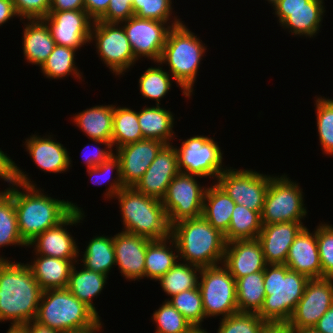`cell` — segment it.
I'll return each mask as SVG.
<instances>
[{"mask_svg":"<svg viewBox=\"0 0 333 333\" xmlns=\"http://www.w3.org/2000/svg\"><path fill=\"white\" fill-rule=\"evenodd\" d=\"M322 278L333 279V225L321 222L316 227Z\"/></svg>","mask_w":333,"mask_h":333,"instance_id":"7dc6e473","label":"cell"},{"mask_svg":"<svg viewBox=\"0 0 333 333\" xmlns=\"http://www.w3.org/2000/svg\"><path fill=\"white\" fill-rule=\"evenodd\" d=\"M118 200L124 232L159 240L171 235V226L162 201L124 187L115 196Z\"/></svg>","mask_w":333,"mask_h":333,"instance_id":"8992f818","label":"cell"},{"mask_svg":"<svg viewBox=\"0 0 333 333\" xmlns=\"http://www.w3.org/2000/svg\"><path fill=\"white\" fill-rule=\"evenodd\" d=\"M324 0H280L274 7L279 25L294 36L316 37L322 27Z\"/></svg>","mask_w":333,"mask_h":333,"instance_id":"5bb4252c","label":"cell"},{"mask_svg":"<svg viewBox=\"0 0 333 333\" xmlns=\"http://www.w3.org/2000/svg\"><path fill=\"white\" fill-rule=\"evenodd\" d=\"M102 326H90L77 330H69L61 333H100L103 329Z\"/></svg>","mask_w":333,"mask_h":333,"instance_id":"680465c9","label":"cell"},{"mask_svg":"<svg viewBox=\"0 0 333 333\" xmlns=\"http://www.w3.org/2000/svg\"><path fill=\"white\" fill-rule=\"evenodd\" d=\"M82 210H73L57 226L45 230L28 243L34 248L35 255L55 257L59 259H78L80 250L76 239L69 233L67 226H76L82 223L85 214ZM34 245V246H33Z\"/></svg>","mask_w":333,"mask_h":333,"instance_id":"e0dca14e","label":"cell"},{"mask_svg":"<svg viewBox=\"0 0 333 333\" xmlns=\"http://www.w3.org/2000/svg\"><path fill=\"white\" fill-rule=\"evenodd\" d=\"M178 153L179 172L204 178L213 182L227 168L223 164V152L213 138L196 135L175 147ZM226 167V168H225Z\"/></svg>","mask_w":333,"mask_h":333,"instance_id":"8fae6325","label":"cell"},{"mask_svg":"<svg viewBox=\"0 0 333 333\" xmlns=\"http://www.w3.org/2000/svg\"><path fill=\"white\" fill-rule=\"evenodd\" d=\"M0 179L4 180V182L9 183L10 189L15 184H18L17 180V165L15 161L8 156V154L4 153L0 148Z\"/></svg>","mask_w":333,"mask_h":333,"instance_id":"816d5d0a","label":"cell"},{"mask_svg":"<svg viewBox=\"0 0 333 333\" xmlns=\"http://www.w3.org/2000/svg\"><path fill=\"white\" fill-rule=\"evenodd\" d=\"M54 135L34 134L25 139L23 142L25 149L31 156L35 166L44 172L65 173L72 167V160L67 148L60 142L54 140Z\"/></svg>","mask_w":333,"mask_h":333,"instance_id":"603a6c76","label":"cell"},{"mask_svg":"<svg viewBox=\"0 0 333 333\" xmlns=\"http://www.w3.org/2000/svg\"><path fill=\"white\" fill-rule=\"evenodd\" d=\"M77 51L75 48L56 44L47 60L39 69H41L43 75L48 79H63L71 74L80 81L83 74L76 67L75 56H77Z\"/></svg>","mask_w":333,"mask_h":333,"instance_id":"d590c367","label":"cell"},{"mask_svg":"<svg viewBox=\"0 0 333 333\" xmlns=\"http://www.w3.org/2000/svg\"><path fill=\"white\" fill-rule=\"evenodd\" d=\"M266 293L264 271L248 274L236 280L238 311L258 314L263 306Z\"/></svg>","mask_w":333,"mask_h":333,"instance_id":"836d02e7","label":"cell"},{"mask_svg":"<svg viewBox=\"0 0 333 333\" xmlns=\"http://www.w3.org/2000/svg\"><path fill=\"white\" fill-rule=\"evenodd\" d=\"M110 0H84V8L93 20H99L107 11Z\"/></svg>","mask_w":333,"mask_h":333,"instance_id":"f5cc1de1","label":"cell"},{"mask_svg":"<svg viewBox=\"0 0 333 333\" xmlns=\"http://www.w3.org/2000/svg\"><path fill=\"white\" fill-rule=\"evenodd\" d=\"M114 105H96L78 112L73 122L94 143L112 146Z\"/></svg>","mask_w":333,"mask_h":333,"instance_id":"484cf974","label":"cell"},{"mask_svg":"<svg viewBox=\"0 0 333 333\" xmlns=\"http://www.w3.org/2000/svg\"><path fill=\"white\" fill-rule=\"evenodd\" d=\"M309 278L285 264H267L264 270L265 299L258 315L272 325H286L302 298Z\"/></svg>","mask_w":333,"mask_h":333,"instance_id":"5b68a950","label":"cell"},{"mask_svg":"<svg viewBox=\"0 0 333 333\" xmlns=\"http://www.w3.org/2000/svg\"><path fill=\"white\" fill-rule=\"evenodd\" d=\"M115 170L116 176L114 177L115 179H113L111 175H113L112 172ZM120 170V160L114 153L99 166L87 169V173L90 176L91 182L95 185L97 184L98 186L104 184L105 182L107 183L112 181L109 183V187H106V192L104 193L105 199L108 198L107 200H111L114 199V196L125 187L121 179Z\"/></svg>","mask_w":333,"mask_h":333,"instance_id":"7bdbcfd3","label":"cell"},{"mask_svg":"<svg viewBox=\"0 0 333 333\" xmlns=\"http://www.w3.org/2000/svg\"><path fill=\"white\" fill-rule=\"evenodd\" d=\"M235 280L258 271H264L266 262L257 238L227 242L222 263Z\"/></svg>","mask_w":333,"mask_h":333,"instance_id":"7402d4cb","label":"cell"},{"mask_svg":"<svg viewBox=\"0 0 333 333\" xmlns=\"http://www.w3.org/2000/svg\"><path fill=\"white\" fill-rule=\"evenodd\" d=\"M171 111L166 110L160 105L145 106L138 111V122L144 139H154L166 145L173 144L175 132L174 118Z\"/></svg>","mask_w":333,"mask_h":333,"instance_id":"f1b7e54d","label":"cell"},{"mask_svg":"<svg viewBox=\"0 0 333 333\" xmlns=\"http://www.w3.org/2000/svg\"><path fill=\"white\" fill-rule=\"evenodd\" d=\"M131 45L135 59L148 58L155 64L160 60L167 34L172 28L167 22L132 16L120 23Z\"/></svg>","mask_w":333,"mask_h":333,"instance_id":"9a60e30c","label":"cell"},{"mask_svg":"<svg viewBox=\"0 0 333 333\" xmlns=\"http://www.w3.org/2000/svg\"><path fill=\"white\" fill-rule=\"evenodd\" d=\"M272 7H274L280 0H266Z\"/></svg>","mask_w":333,"mask_h":333,"instance_id":"e7e4bbea","label":"cell"},{"mask_svg":"<svg viewBox=\"0 0 333 333\" xmlns=\"http://www.w3.org/2000/svg\"><path fill=\"white\" fill-rule=\"evenodd\" d=\"M172 78V79H171ZM172 80V81H171ZM175 81L173 77L162 67H149L141 74L138 84L140 94L145 99L156 101L155 105H161L160 101L166 96L171 85Z\"/></svg>","mask_w":333,"mask_h":333,"instance_id":"ab89813d","label":"cell"},{"mask_svg":"<svg viewBox=\"0 0 333 333\" xmlns=\"http://www.w3.org/2000/svg\"><path fill=\"white\" fill-rule=\"evenodd\" d=\"M195 329H203L202 322L205 319L202 296L199 288L189 289L166 298Z\"/></svg>","mask_w":333,"mask_h":333,"instance_id":"b9f144b4","label":"cell"},{"mask_svg":"<svg viewBox=\"0 0 333 333\" xmlns=\"http://www.w3.org/2000/svg\"><path fill=\"white\" fill-rule=\"evenodd\" d=\"M217 333H262L269 325L256 313H235L220 319Z\"/></svg>","mask_w":333,"mask_h":333,"instance_id":"bcb514c9","label":"cell"},{"mask_svg":"<svg viewBox=\"0 0 333 333\" xmlns=\"http://www.w3.org/2000/svg\"><path fill=\"white\" fill-rule=\"evenodd\" d=\"M91 42L96 44L98 57L115 76L120 77L138 62L120 23L94 21L91 27Z\"/></svg>","mask_w":333,"mask_h":333,"instance_id":"30bf717a","label":"cell"},{"mask_svg":"<svg viewBox=\"0 0 333 333\" xmlns=\"http://www.w3.org/2000/svg\"><path fill=\"white\" fill-rule=\"evenodd\" d=\"M151 240L129 232L113 235L116 265L128 281L145 278V256Z\"/></svg>","mask_w":333,"mask_h":333,"instance_id":"44dd1931","label":"cell"},{"mask_svg":"<svg viewBox=\"0 0 333 333\" xmlns=\"http://www.w3.org/2000/svg\"><path fill=\"white\" fill-rule=\"evenodd\" d=\"M21 21L43 19L49 13L51 0H12Z\"/></svg>","mask_w":333,"mask_h":333,"instance_id":"c3c4849f","label":"cell"},{"mask_svg":"<svg viewBox=\"0 0 333 333\" xmlns=\"http://www.w3.org/2000/svg\"><path fill=\"white\" fill-rule=\"evenodd\" d=\"M12 245L28 246L19 233L11 187L0 191V248Z\"/></svg>","mask_w":333,"mask_h":333,"instance_id":"74e56055","label":"cell"},{"mask_svg":"<svg viewBox=\"0 0 333 333\" xmlns=\"http://www.w3.org/2000/svg\"><path fill=\"white\" fill-rule=\"evenodd\" d=\"M100 318V315L67 288H58L43 291L35 321L61 333L90 326H103Z\"/></svg>","mask_w":333,"mask_h":333,"instance_id":"52a82bcc","label":"cell"},{"mask_svg":"<svg viewBox=\"0 0 333 333\" xmlns=\"http://www.w3.org/2000/svg\"><path fill=\"white\" fill-rule=\"evenodd\" d=\"M314 328L322 333H333V305L319 319Z\"/></svg>","mask_w":333,"mask_h":333,"instance_id":"9f6ffc18","label":"cell"},{"mask_svg":"<svg viewBox=\"0 0 333 333\" xmlns=\"http://www.w3.org/2000/svg\"><path fill=\"white\" fill-rule=\"evenodd\" d=\"M90 145H86L83 148V152L81 153L84 159V164H86L87 169H90L92 167L95 166H99L100 164H102L104 161H106L111 155L114 154V148L112 146H105L104 149L98 146L92 147L94 149L90 150L88 148ZM86 150H88L89 152H87ZM91 151H93L91 153ZM84 152H86L85 154H83ZM88 153V154H87Z\"/></svg>","mask_w":333,"mask_h":333,"instance_id":"f907efd6","label":"cell"},{"mask_svg":"<svg viewBox=\"0 0 333 333\" xmlns=\"http://www.w3.org/2000/svg\"><path fill=\"white\" fill-rule=\"evenodd\" d=\"M273 175L252 169L227 167L216 184L237 204L262 213L265 195Z\"/></svg>","mask_w":333,"mask_h":333,"instance_id":"7c38bea8","label":"cell"},{"mask_svg":"<svg viewBox=\"0 0 333 333\" xmlns=\"http://www.w3.org/2000/svg\"><path fill=\"white\" fill-rule=\"evenodd\" d=\"M285 265L290 270L306 275L309 279L322 278L316 229L311 233L305 226L299 232L290 246Z\"/></svg>","mask_w":333,"mask_h":333,"instance_id":"d4e9b609","label":"cell"},{"mask_svg":"<svg viewBox=\"0 0 333 333\" xmlns=\"http://www.w3.org/2000/svg\"><path fill=\"white\" fill-rule=\"evenodd\" d=\"M57 45L81 49L90 44L93 20L85 10L49 11L42 19Z\"/></svg>","mask_w":333,"mask_h":333,"instance_id":"ac0fdd59","label":"cell"},{"mask_svg":"<svg viewBox=\"0 0 333 333\" xmlns=\"http://www.w3.org/2000/svg\"><path fill=\"white\" fill-rule=\"evenodd\" d=\"M206 318L238 313L236 280L223 265L201 268L199 285Z\"/></svg>","mask_w":333,"mask_h":333,"instance_id":"9c48e42d","label":"cell"},{"mask_svg":"<svg viewBox=\"0 0 333 333\" xmlns=\"http://www.w3.org/2000/svg\"><path fill=\"white\" fill-rule=\"evenodd\" d=\"M197 177L202 178L179 172L168 185L161 201L170 226L185 219L202 216L207 187L201 186Z\"/></svg>","mask_w":333,"mask_h":333,"instance_id":"4fadbf2b","label":"cell"},{"mask_svg":"<svg viewBox=\"0 0 333 333\" xmlns=\"http://www.w3.org/2000/svg\"><path fill=\"white\" fill-rule=\"evenodd\" d=\"M288 333H322L314 327L311 328H287Z\"/></svg>","mask_w":333,"mask_h":333,"instance_id":"94428289","label":"cell"},{"mask_svg":"<svg viewBox=\"0 0 333 333\" xmlns=\"http://www.w3.org/2000/svg\"><path fill=\"white\" fill-rule=\"evenodd\" d=\"M133 0H110L106 13L98 20L106 23H121L134 16Z\"/></svg>","mask_w":333,"mask_h":333,"instance_id":"681fc988","label":"cell"},{"mask_svg":"<svg viewBox=\"0 0 333 333\" xmlns=\"http://www.w3.org/2000/svg\"><path fill=\"white\" fill-rule=\"evenodd\" d=\"M171 236L177 244L179 261L200 268L223 263L227 244L224 234L203 216L173 224Z\"/></svg>","mask_w":333,"mask_h":333,"instance_id":"3957f363","label":"cell"},{"mask_svg":"<svg viewBox=\"0 0 333 333\" xmlns=\"http://www.w3.org/2000/svg\"><path fill=\"white\" fill-rule=\"evenodd\" d=\"M178 173L177 150L172 144L165 145L134 188L146 196L162 200Z\"/></svg>","mask_w":333,"mask_h":333,"instance_id":"ffe728a7","label":"cell"},{"mask_svg":"<svg viewBox=\"0 0 333 333\" xmlns=\"http://www.w3.org/2000/svg\"><path fill=\"white\" fill-rule=\"evenodd\" d=\"M262 333H288L286 325L269 324Z\"/></svg>","mask_w":333,"mask_h":333,"instance_id":"91938a15","label":"cell"},{"mask_svg":"<svg viewBox=\"0 0 333 333\" xmlns=\"http://www.w3.org/2000/svg\"><path fill=\"white\" fill-rule=\"evenodd\" d=\"M76 264L71 269L67 289L98 315L93 299L101 294L109 277L83 266L77 270Z\"/></svg>","mask_w":333,"mask_h":333,"instance_id":"1f68e13d","label":"cell"},{"mask_svg":"<svg viewBox=\"0 0 333 333\" xmlns=\"http://www.w3.org/2000/svg\"><path fill=\"white\" fill-rule=\"evenodd\" d=\"M78 259H59L36 255L28 262L35 280L43 290L67 288L70 272Z\"/></svg>","mask_w":333,"mask_h":333,"instance_id":"83f0119b","label":"cell"},{"mask_svg":"<svg viewBox=\"0 0 333 333\" xmlns=\"http://www.w3.org/2000/svg\"><path fill=\"white\" fill-rule=\"evenodd\" d=\"M274 176L265 195L262 224L302 222L308 214L307 207H304L303 189L297 181H291L287 174Z\"/></svg>","mask_w":333,"mask_h":333,"instance_id":"ba28073f","label":"cell"},{"mask_svg":"<svg viewBox=\"0 0 333 333\" xmlns=\"http://www.w3.org/2000/svg\"><path fill=\"white\" fill-rule=\"evenodd\" d=\"M192 333H209L206 329H195Z\"/></svg>","mask_w":333,"mask_h":333,"instance_id":"be15d7a7","label":"cell"},{"mask_svg":"<svg viewBox=\"0 0 333 333\" xmlns=\"http://www.w3.org/2000/svg\"><path fill=\"white\" fill-rule=\"evenodd\" d=\"M18 17L12 0H0V26Z\"/></svg>","mask_w":333,"mask_h":333,"instance_id":"11a10c76","label":"cell"},{"mask_svg":"<svg viewBox=\"0 0 333 333\" xmlns=\"http://www.w3.org/2000/svg\"><path fill=\"white\" fill-rule=\"evenodd\" d=\"M304 227L303 222L263 224L257 239L266 264H285L290 246Z\"/></svg>","mask_w":333,"mask_h":333,"instance_id":"cb8c5ba5","label":"cell"},{"mask_svg":"<svg viewBox=\"0 0 333 333\" xmlns=\"http://www.w3.org/2000/svg\"><path fill=\"white\" fill-rule=\"evenodd\" d=\"M165 145L159 140L143 139L115 149L125 187H134L138 183Z\"/></svg>","mask_w":333,"mask_h":333,"instance_id":"d6986e66","label":"cell"},{"mask_svg":"<svg viewBox=\"0 0 333 333\" xmlns=\"http://www.w3.org/2000/svg\"><path fill=\"white\" fill-rule=\"evenodd\" d=\"M333 305V279L313 278L307 281L302 298L296 305L287 328H311Z\"/></svg>","mask_w":333,"mask_h":333,"instance_id":"2e32d148","label":"cell"},{"mask_svg":"<svg viewBox=\"0 0 333 333\" xmlns=\"http://www.w3.org/2000/svg\"><path fill=\"white\" fill-rule=\"evenodd\" d=\"M85 10L84 0H51L49 11Z\"/></svg>","mask_w":333,"mask_h":333,"instance_id":"db71d44e","label":"cell"},{"mask_svg":"<svg viewBox=\"0 0 333 333\" xmlns=\"http://www.w3.org/2000/svg\"><path fill=\"white\" fill-rule=\"evenodd\" d=\"M82 258L77 264L84 268L101 274L109 275L110 270L116 267L113 236L96 235L87 243L84 252H81ZM81 261V263H79Z\"/></svg>","mask_w":333,"mask_h":333,"instance_id":"d6a6232c","label":"cell"},{"mask_svg":"<svg viewBox=\"0 0 333 333\" xmlns=\"http://www.w3.org/2000/svg\"><path fill=\"white\" fill-rule=\"evenodd\" d=\"M10 328L8 329V331L6 333H24V331L20 328V327H16V326H9Z\"/></svg>","mask_w":333,"mask_h":333,"instance_id":"6125c7cd","label":"cell"},{"mask_svg":"<svg viewBox=\"0 0 333 333\" xmlns=\"http://www.w3.org/2000/svg\"><path fill=\"white\" fill-rule=\"evenodd\" d=\"M316 123L323 153L333 155V99L315 97Z\"/></svg>","mask_w":333,"mask_h":333,"instance_id":"ee69618b","label":"cell"},{"mask_svg":"<svg viewBox=\"0 0 333 333\" xmlns=\"http://www.w3.org/2000/svg\"><path fill=\"white\" fill-rule=\"evenodd\" d=\"M143 139L138 122V111L130 107L114 105L112 147L117 149L123 145Z\"/></svg>","mask_w":333,"mask_h":333,"instance_id":"e575fe53","label":"cell"},{"mask_svg":"<svg viewBox=\"0 0 333 333\" xmlns=\"http://www.w3.org/2000/svg\"><path fill=\"white\" fill-rule=\"evenodd\" d=\"M156 324L154 333H192L193 325L168 301L165 300L152 314Z\"/></svg>","mask_w":333,"mask_h":333,"instance_id":"60d3db41","label":"cell"},{"mask_svg":"<svg viewBox=\"0 0 333 333\" xmlns=\"http://www.w3.org/2000/svg\"><path fill=\"white\" fill-rule=\"evenodd\" d=\"M263 227L261 213L243 205H235L228 231L224 234L226 242L240 239H255Z\"/></svg>","mask_w":333,"mask_h":333,"instance_id":"f35d334b","label":"cell"},{"mask_svg":"<svg viewBox=\"0 0 333 333\" xmlns=\"http://www.w3.org/2000/svg\"><path fill=\"white\" fill-rule=\"evenodd\" d=\"M236 203L215 183L207 187L202 216L216 229L225 234L228 231Z\"/></svg>","mask_w":333,"mask_h":333,"instance_id":"4dcf8cb0","label":"cell"},{"mask_svg":"<svg viewBox=\"0 0 333 333\" xmlns=\"http://www.w3.org/2000/svg\"><path fill=\"white\" fill-rule=\"evenodd\" d=\"M178 261L177 244L171 235L164 239L151 240L146 249L145 277L156 282Z\"/></svg>","mask_w":333,"mask_h":333,"instance_id":"f546056e","label":"cell"},{"mask_svg":"<svg viewBox=\"0 0 333 333\" xmlns=\"http://www.w3.org/2000/svg\"><path fill=\"white\" fill-rule=\"evenodd\" d=\"M27 174L17 166L18 184L12 187V198L19 233L28 244L45 230L57 226L73 210L82 211L83 208L71 201L46 195Z\"/></svg>","mask_w":333,"mask_h":333,"instance_id":"6da1fadb","label":"cell"},{"mask_svg":"<svg viewBox=\"0 0 333 333\" xmlns=\"http://www.w3.org/2000/svg\"><path fill=\"white\" fill-rule=\"evenodd\" d=\"M206 48L205 43L184 23L172 27L167 34L164 49L156 65H168L169 74L187 98L191 99L194 93L193 86Z\"/></svg>","mask_w":333,"mask_h":333,"instance_id":"277c9868","label":"cell"},{"mask_svg":"<svg viewBox=\"0 0 333 333\" xmlns=\"http://www.w3.org/2000/svg\"><path fill=\"white\" fill-rule=\"evenodd\" d=\"M22 36L24 59L41 67L53 51L56 43L47 24L42 19L26 20Z\"/></svg>","mask_w":333,"mask_h":333,"instance_id":"4316f807","label":"cell"},{"mask_svg":"<svg viewBox=\"0 0 333 333\" xmlns=\"http://www.w3.org/2000/svg\"><path fill=\"white\" fill-rule=\"evenodd\" d=\"M43 291L27 263L0 255V322L19 327L35 320Z\"/></svg>","mask_w":333,"mask_h":333,"instance_id":"7a4b0ae2","label":"cell"},{"mask_svg":"<svg viewBox=\"0 0 333 333\" xmlns=\"http://www.w3.org/2000/svg\"><path fill=\"white\" fill-rule=\"evenodd\" d=\"M200 272V267L178 261L157 281L165 294L172 297L183 291L197 288Z\"/></svg>","mask_w":333,"mask_h":333,"instance_id":"8d00e7d4","label":"cell"},{"mask_svg":"<svg viewBox=\"0 0 333 333\" xmlns=\"http://www.w3.org/2000/svg\"><path fill=\"white\" fill-rule=\"evenodd\" d=\"M172 0H133V13L138 18L167 22L171 27L183 23L177 16L172 20ZM171 19V21H170Z\"/></svg>","mask_w":333,"mask_h":333,"instance_id":"f6af8a7d","label":"cell"},{"mask_svg":"<svg viewBox=\"0 0 333 333\" xmlns=\"http://www.w3.org/2000/svg\"><path fill=\"white\" fill-rule=\"evenodd\" d=\"M19 327L24 331V333H60L55 329L39 324L35 320H32Z\"/></svg>","mask_w":333,"mask_h":333,"instance_id":"6f0895ef","label":"cell"}]
</instances>
